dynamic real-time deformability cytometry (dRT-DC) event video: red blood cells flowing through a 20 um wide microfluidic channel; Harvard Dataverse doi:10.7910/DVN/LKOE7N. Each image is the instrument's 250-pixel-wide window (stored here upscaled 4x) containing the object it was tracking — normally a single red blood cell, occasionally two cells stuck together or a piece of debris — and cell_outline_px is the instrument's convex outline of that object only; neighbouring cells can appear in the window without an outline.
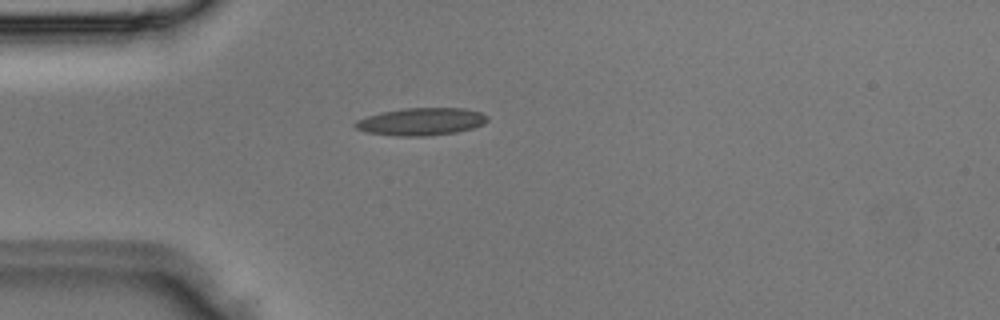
{"species": "Egyptian fruit bat (a non-hibernating species)", "species_latin": "Rousettus aegyptiacus", "temperature_condition": "room temperature", "stored_images_in_passage": 2, "camera_frame_rate_fps": 3000, "um_per_image_px": 0.085, "animal": {"sex": "male"}, "frame": {"image": 1, "passage_image": 2, "time_ms": 0.333, "image_size_px": [1000, 320], "cell_outline_px": [[488, 120], [484, 124], [472, 128], [456, 132], [424, 136], [396, 136], [364, 132], [356, 128], [352, 124], [356, 120], [380, 112], [404, 108], [464, 108], [480, 112], [488, 116]], "centroid_in_image_um": [35.77, 10.33], "position_along_channel_um": 49.2, "area_um2": 21.27}}